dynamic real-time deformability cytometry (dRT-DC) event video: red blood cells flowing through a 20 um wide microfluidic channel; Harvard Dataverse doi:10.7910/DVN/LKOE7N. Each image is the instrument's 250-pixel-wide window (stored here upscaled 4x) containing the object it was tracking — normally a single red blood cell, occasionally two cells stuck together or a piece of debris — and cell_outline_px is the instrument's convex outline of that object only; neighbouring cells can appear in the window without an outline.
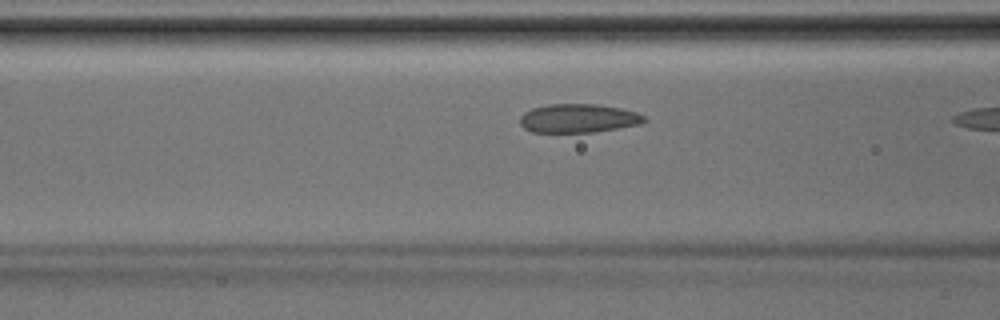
{"species": "Egyptian fruit bat (a non-hibernating species)", "species_latin": "Rousettus aegyptiacus", "temperature_condition": "room temperature", "stored_images_in_passage": 11, "camera_frame_rate_fps": 3000, "um_per_image_px": 0.085, "animal": {"sex": "male"}, "frame": {"image": 1, "passage_image": 10, "time_ms": 3.0, "image_size_px": [1000, 320], "cell_outline_px": [[648, 120], [640, 124], [592, 132], [532, 132], [524, 128], [520, 124], [520, 116], [524, 112], [532, 108], [548, 104], [596, 104], [620, 108], [636, 112], [644, 116]], "centroid_in_image_um": [49.14, 10.05], "position_along_channel_um": 117.5, "area_um2": 20.75}}